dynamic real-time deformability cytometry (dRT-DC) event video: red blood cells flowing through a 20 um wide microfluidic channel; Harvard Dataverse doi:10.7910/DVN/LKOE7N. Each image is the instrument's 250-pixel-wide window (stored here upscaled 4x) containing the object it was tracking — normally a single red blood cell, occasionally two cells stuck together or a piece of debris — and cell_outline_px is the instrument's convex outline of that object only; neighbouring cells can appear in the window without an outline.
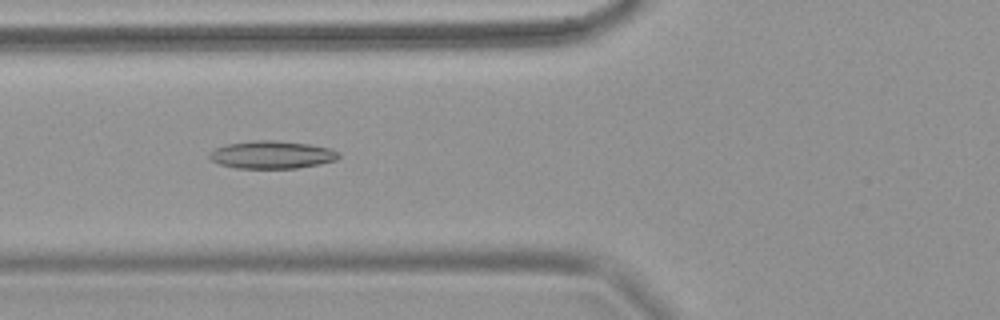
{"species": "common noctule bat (a hibernating species)", "species_latin": "Nyctalus noctula", "temperature_condition": "warm", "stored_images_in_passage": 64, "camera_frame_rate_fps": 3000, "um_per_image_px": 0.085, "animal": {"sex": "female", "body_mass_g": 18.4}, "frame": {"image": 1, "passage_image": 26, "time_ms": 8.333, "image_size_px": [1000, 320], "cell_outline_px": [[340, 156], [336, 160], [320, 164], [296, 168], [236, 168], [220, 164], [212, 160], [208, 156], [208, 152], [224, 144], [252, 140], [276, 140], [308, 144], [332, 148], [340, 152]], "centroid_in_image_um": [23.11, 13.14], "position_along_channel_um": 102.7, "area_um2": 21.1}}
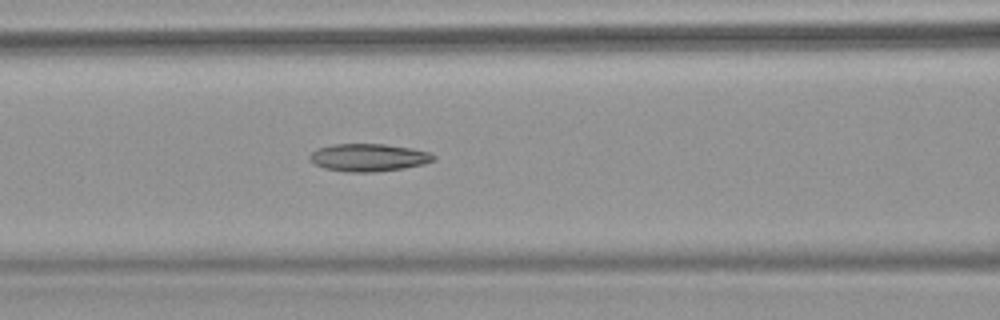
{"frame": {"image": 2, "passage_image": 29, "time_ms": 9.333, "image_size_px": [1000, 320], "cell_outline_px": [[436, 160], [424, 164], [404, 168], [372, 172], [348, 172], [324, 168], [308, 160], [308, 156], [316, 148], [332, 144], [384, 144], [412, 148], [428, 152], [436, 156]], "centroid_in_image_um": [31.31, 13.38], "position_along_channel_um": 135.3, "area_um2": 20.06}}
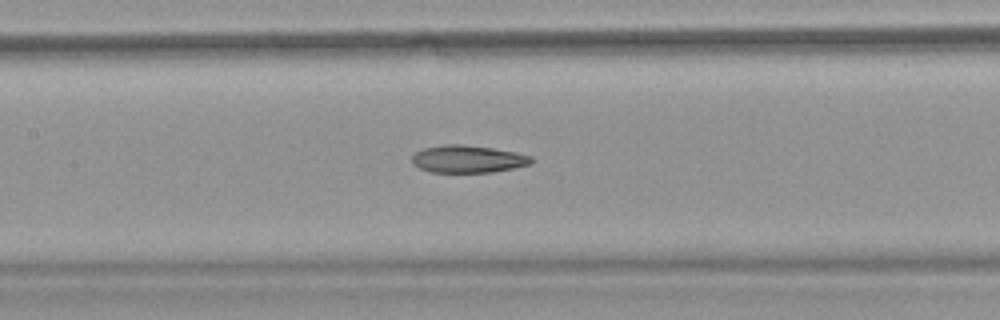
{"frame": {"image": 3, "passage_image": 32, "time_ms": 10.333, "image_size_px": [1000, 320], "cell_outline_px": [[532, 164], [492, 172], [428, 172], [412, 164], [412, 156], [416, 152], [424, 148], [444, 144], [464, 144], [492, 148], [516, 152], [532, 156]], "centroid_in_image_um": [39.76, 13.51], "position_along_channel_um": 167.6, "area_um2": 19.13}}